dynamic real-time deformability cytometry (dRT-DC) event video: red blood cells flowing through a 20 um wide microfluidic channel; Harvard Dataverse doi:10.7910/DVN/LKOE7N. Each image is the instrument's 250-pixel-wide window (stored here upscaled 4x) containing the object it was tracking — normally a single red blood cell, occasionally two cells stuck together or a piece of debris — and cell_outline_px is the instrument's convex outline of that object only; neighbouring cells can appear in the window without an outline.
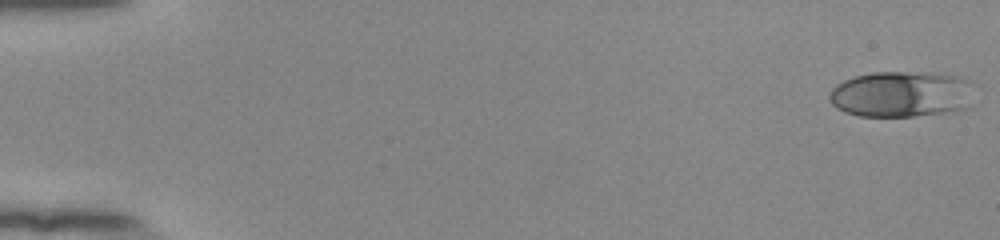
{"species": "human", "species_latin": "Homo sapiens", "temperature_condition": "room temperature", "stored_images_in_passage": 54, "camera_frame_rate_fps": 3000, "um_per_image_px": 0.085, "donor": {"sex": "female"}, "frame": {"image": 1, "passage_image": 1, "time_ms": 0.0, "image_size_px": [1000, 240], "cell_outline_px": [[980, 84], [972, 108], [948, 112], [912, 116], [860, 116], [844, 112], [836, 108], [832, 104], [828, 96], [828, 92], [836, 84], [844, 80], [856, 76], [872, 72], [908, 72], [964, 76], [976, 80]], "centroid_in_image_um": [76.8, 8.0], "position_along_channel_um": 8.2, "area_um2": 40.4}}
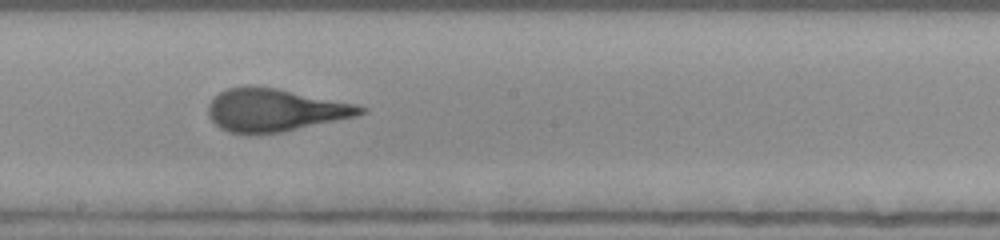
{"frame": {"image": 2, "passage_image": 31, "time_ms": 10.0, "image_size_px": [1000, 240], "cell_outline_px": [[368, 108], [364, 112], [356, 116], [280, 132], [228, 132], [220, 128], [208, 116], [208, 104], [220, 92], [228, 88], [244, 84], [248, 84], [276, 88], [356, 104]], "centroid_in_image_um": [23.34, 9.32], "position_along_channel_um": 224.9, "area_um2": 37.4}}
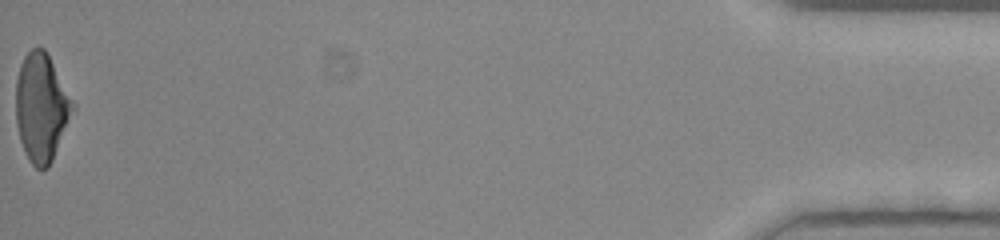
{"frame": {"image": 3, "passage_image": 54, "time_ms": 17.667, "image_size_px": [1000, 240], "cell_outline_px": [[76, 108], [52, 160], [48, 168], [36, 168], [28, 160], [20, 140], [16, 124], [16, 80], [20, 64], [24, 56], [36, 44], [44, 48], [48, 52], [76, 104]], "centroid_in_image_um": [3.54, 9.08], "position_along_channel_um": 431.7, "area_um2": 36.47}, "authors_computed_cell_mechanics": {"area_um2": 37.2521, "velocity_mm_per_s": 3.897, "shape_relaxation_time_tau1_ms": 4.6024, "shape_relaxation_time_tau2_ms": null, "deformation_change_tau1": 0.1899, "deformation_change_tau2": null}}